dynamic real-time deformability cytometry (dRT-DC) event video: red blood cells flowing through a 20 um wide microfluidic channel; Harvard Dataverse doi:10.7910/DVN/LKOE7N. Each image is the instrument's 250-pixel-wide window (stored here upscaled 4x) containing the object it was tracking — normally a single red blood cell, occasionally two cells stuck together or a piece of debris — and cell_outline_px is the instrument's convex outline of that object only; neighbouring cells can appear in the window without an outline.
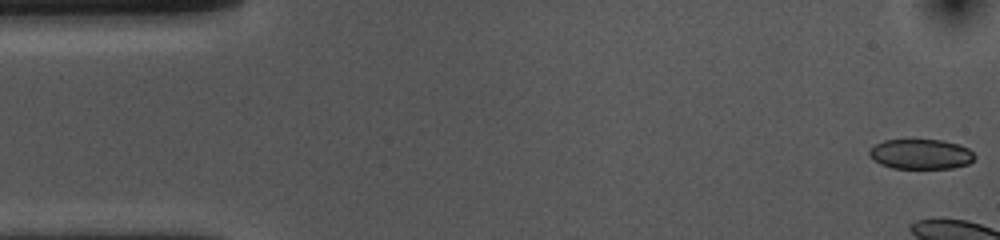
{"species": "common noctule bat (a hibernating species)", "species_latin": "Nyctalus noctula", "temperature_condition": "cold", "stored_images_in_passage": 7, "camera_frame_rate_fps": 3000, "um_per_image_px": 0.085, "animal": {"sex": "female", "body_mass_g": 10.0, "forearm_length_mm": 53.1}, "frame": {"image": 1, "passage_image": 1, "time_ms": 0.0, "image_size_px": [1000, 240], "cell_outline_px": [[976, 156], [968, 164], [952, 168], [892, 168], [880, 164], [868, 156], [868, 152], [876, 144], [884, 140], [944, 140], [960, 144], [968, 148]], "centroid_in_image_um": [78.27, 13.1], "position_along_channel_um": 6.7, "area_um2": 18.44}}